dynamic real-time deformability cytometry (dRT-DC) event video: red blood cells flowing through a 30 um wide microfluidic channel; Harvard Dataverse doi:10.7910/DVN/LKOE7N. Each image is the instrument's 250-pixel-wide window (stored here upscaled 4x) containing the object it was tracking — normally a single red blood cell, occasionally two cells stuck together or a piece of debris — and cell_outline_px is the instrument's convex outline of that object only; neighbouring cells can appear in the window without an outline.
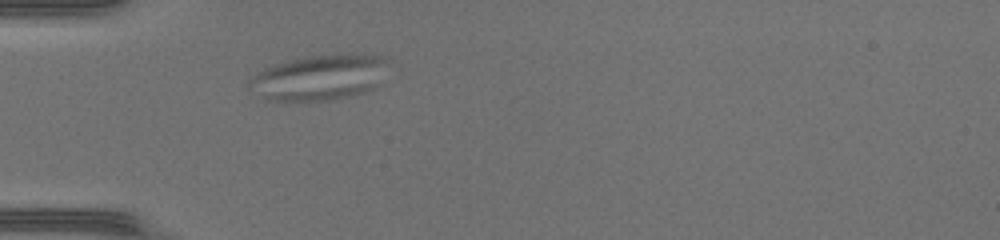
{"species": "common noctule bat (a hibernating species)", "species_latin": "Nyctalus noctula", "temperature_condition": "warm", "stored_images_in_passage": 41, "camera_frame_rate_fps": 3000, "um_per_image_px": 0.085, "animal": {"sex": "female", "body_mass_g": 17.0, "forearm_length_mm": 48.0}, "frame": {"image": 1, "passage_image": 7, "time_ms": 2.0, "image_size_px": [1000, 240], "cell_outline_px": [[388, 60], [380, 84], [376, 88], [364, 92], [348, 96], [328, 100], [264, 100], [248, 88], [248, 80], [264, 68], [272, 64], [304, 56], [388, 56]], "centroid_in_image_um": [27.09, 6.61], "position_along_channel_um": 57.9, "area_um2": 36.36}}
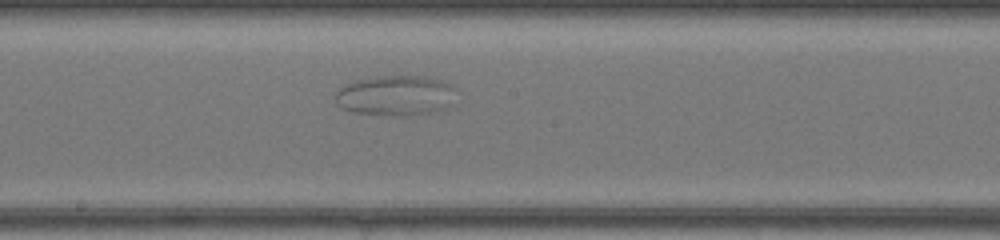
{"frame": {"image": 2, "passage_image": 19, "time_ms": 6.0, "image_size_px": [1000, 240], "cell_outline_px": [[456, 104], [448, 108], [432, 112], [404, 116], [396, 116], [356, 112], [340, 108], [336, 104], [336, 92], [340, 88], [356, 80], [380, 76], [424, 76], [440, 80], [452, 84], [456, 88]], "centroid_in_image_um": [33.72, 8.13], "position_along_channel_um": 214.5, "area_um2": 28.73}}
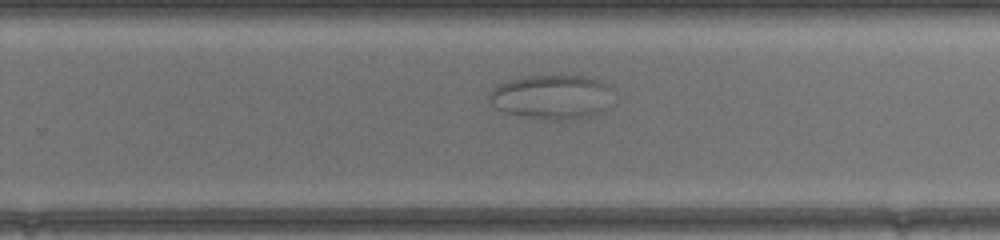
{"frame": {"image": 3, "passage_image": 24, "time_ms": 7.667, "image_size_px": [1000, 240], "cell_outline_px": [[612, 104], [608, 108], [600, 112], [588, 116], [564, 120], [552, 120], [524, 116], [504, 112], [496, 108], [488, 100], [488, 92], [492, 88], [508, 80], [528, 76], [584, 76], [600, 80], [608, 84], [612, 88]], "centroid_in_image_um": [46.93, 8.24], "position_along_channel_um": 282.9, "area_um2": 32.31}}